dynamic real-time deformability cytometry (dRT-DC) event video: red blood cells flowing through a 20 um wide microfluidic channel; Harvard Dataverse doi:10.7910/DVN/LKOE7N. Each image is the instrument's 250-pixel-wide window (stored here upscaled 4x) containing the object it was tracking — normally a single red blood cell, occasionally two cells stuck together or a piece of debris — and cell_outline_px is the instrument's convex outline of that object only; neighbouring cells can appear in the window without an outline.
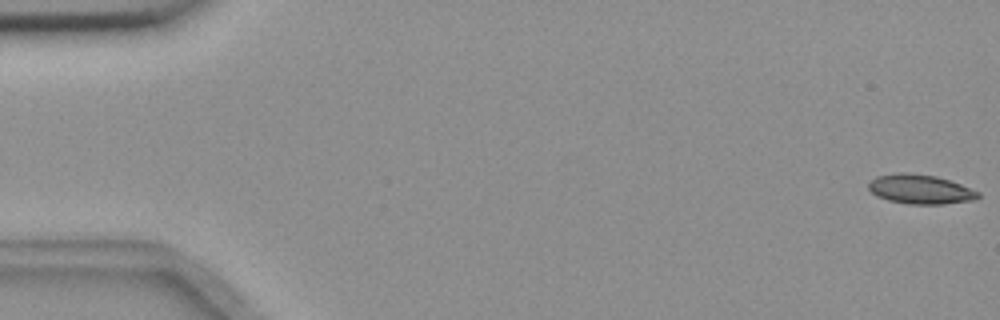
{"species": "common noctule bat (a hibernating species)", "species_latin": "Nyctalus noctula", "temperature_condition": "room temperature", "stored_images_in_passage": 52, "camera_frame_rate_fps": 3000, "um_per_image_px": 0.085, "animal": {"sex": "female", "body_mass_g": 18.4}, "frame": {"image": 1, "passage_image": 1, "time_ms": 0.0, "image_size_px": [1000, 320], "cell_outline_px": [[980, 196], [976, 200], [944, 204], [908, 204], [888, 200], [876, 196], [868, 188], [868, 184], [876, 176], [896, 172], [908, 172], [936, 176], [960, 184], [980, 192]], "centroid_in_image_um": [78.22, 16.08], "position_along_channel_um": 6.8, "area_um2": 18.9}}
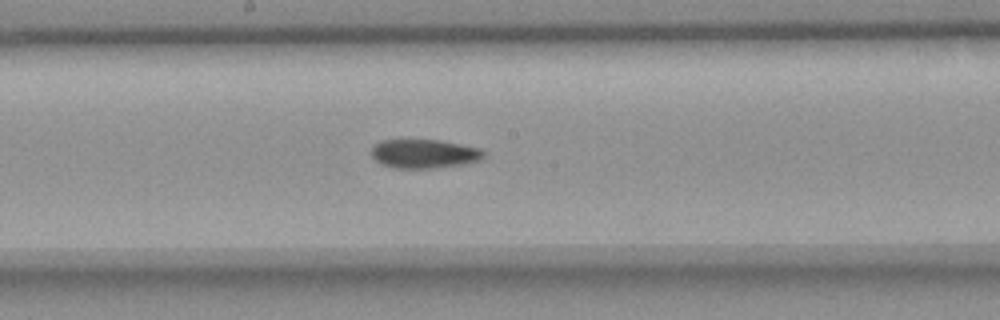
{"frame": {"image": 2, "passage_image": 30, "time_ms": 9.667, "image_size_px": [1000, 320], "cell_outline_px": [[484, 156], [480, 160], [464, 164], [432, 168], [392, 168], [380, 164], [372, 156], [372, 148], [380, 140], [440, 140], [480, 148], [484, 152]], "centroid_in_image_um": [36.04, 13.07], "position_along_channel_um": 212.2, "area_um2": 18.9}}
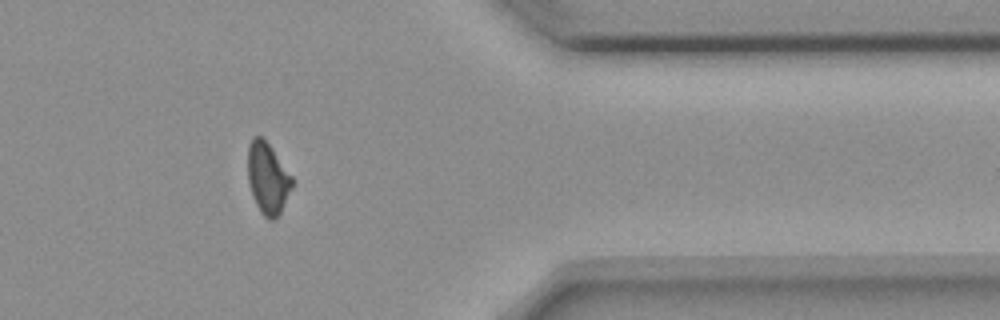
{"frame": {"image": 3, "passage_image": 46, "time_ms": 15.0, "image_size_px": [1000, 320], "cell_outline_px": [[296, 180], [280, 216], [276, 220], [268, 220], [260, 212], [252, 196], [248, 180], [248, 144], [252, 136], [260, 136], [268, 144]], "centroid_in_image_um": [22.79, 15.21], "position_along_channel_um": 388.6, "area_um2": 18.84}}